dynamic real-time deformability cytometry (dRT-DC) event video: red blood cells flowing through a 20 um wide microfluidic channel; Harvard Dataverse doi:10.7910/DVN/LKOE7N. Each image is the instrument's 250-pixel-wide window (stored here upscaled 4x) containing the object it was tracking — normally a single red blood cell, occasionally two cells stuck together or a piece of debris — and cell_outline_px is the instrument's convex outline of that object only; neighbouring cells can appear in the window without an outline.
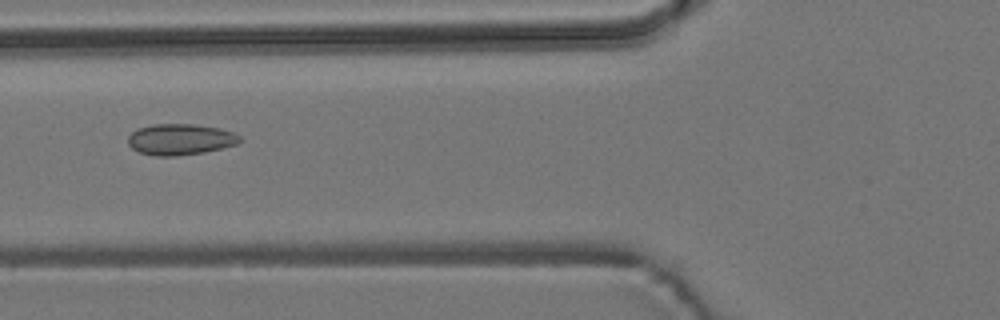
{"species": "common noctule bat (a hibernating species)", "species_latin": "Nyctalus noctula", "temperature_condition": "room temperature", "stored_images_in_passage": 8, "camera_frame_rate_fps": 3000, "um_per_image_px": 0.085, "animal": {"sex": "male", "body_mass_g": 19.2, "forearm_length_mm": 51.8}, "frame": {"image": 1, "passage_image": 5, "time_ms": 5.333, "image_size_px": [1000, 320], "cell_outline_px": [[244, 140], [236, 144], [204, 152], [176, 156], [156, 156], [140, 152], [132, 148], [128, 144], [128, 136], [136, 128], [152, 124], [192, 124], [220, 128], [232, 132], [240, 136]], "centroid_in_image_um": [15.31, 11.84], "position_along_channel_um": 110.5, "area_um2": 20.29}}
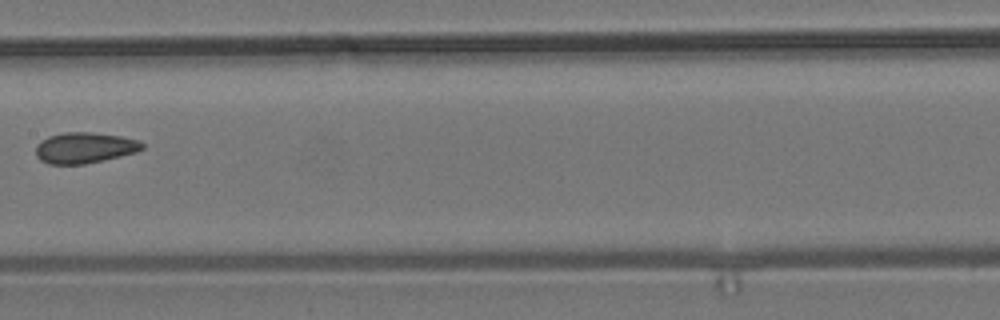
{"frame": {"image": 2, "passage_image": 7, "time_ms": 7.667, "image_size_px": [1000, 320], "cell_outline_px": [[144, 148], [136, 152], [104, 160], [84, 164], [48, 164], [40, 160], [36, 156], [36, 144], [40, 140], [48, 136], [64, 132], [88, 132], [120, 136], [140, 140], [144, 144]], "centroid_in_image_um": [7.17, 12.56], "position_along_channel_um": 200.2, "area_um2": 19.25}}
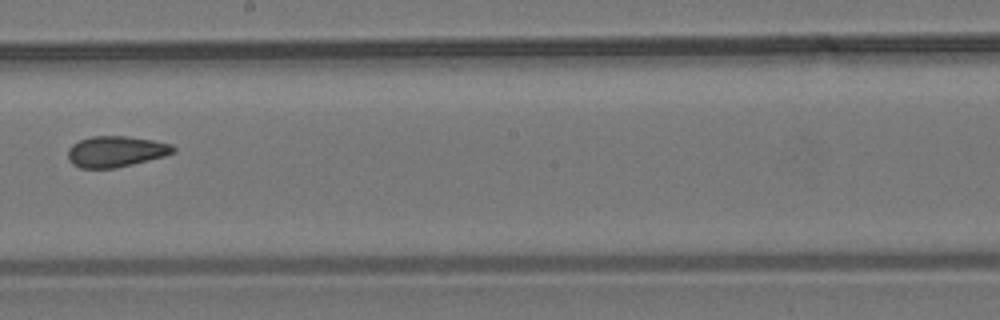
{"frame": {"image": 3, "passage_image": 8, "time_ms": 8.667, "image_size_px": [1000, 320], "cell_outline_px": [[176, 152], [164, 156], [116, 168], [80, 168], [72, 164], [68, 160], [68, 148], [72, 144], [80, 140], [92, 136], [124, 136], [152, 140], [172, 144], [176, 148]], "centroid_in_image_um": [9.84, 12.88], "position_along_channel_um": 238.4, "area_um2": 19.02}}